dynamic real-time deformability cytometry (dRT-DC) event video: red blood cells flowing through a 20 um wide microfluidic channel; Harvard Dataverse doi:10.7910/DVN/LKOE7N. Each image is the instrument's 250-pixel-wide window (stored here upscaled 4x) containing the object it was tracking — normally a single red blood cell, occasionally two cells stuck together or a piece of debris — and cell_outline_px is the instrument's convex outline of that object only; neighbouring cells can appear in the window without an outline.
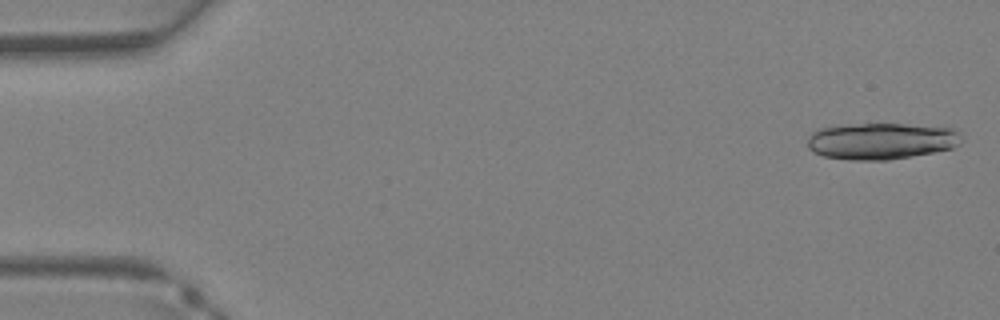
{"species": "Egyptian fruit bat (a non-hibernating species)", "species_latin": "Rousettus aegyptiacus", "temperature_condition": "warm", "stored_images_in_passage": 14, "camera_frame_rate_fps": 3000, "um_per_image_px": 0.085, "animal": {"sex": "female"}, "frame": {"image": 1, "passage_image": 1, "time_ms": 0.0, "image_size_px": [1000, 320], "cell_outline_px": [[964, 140], [960, 144], [952, 148], [932, 152], [888, 160], [848, 160], [824, 156], [812, 152], [808, 148], [808, 136], [816, 128], [840, 124], [904, 124], [952, 128], [960, 132]], "centroid_in_image_um": [74.87, 11.98], "position_along_channel_um": 10.1, "area_um2": 33.18}}